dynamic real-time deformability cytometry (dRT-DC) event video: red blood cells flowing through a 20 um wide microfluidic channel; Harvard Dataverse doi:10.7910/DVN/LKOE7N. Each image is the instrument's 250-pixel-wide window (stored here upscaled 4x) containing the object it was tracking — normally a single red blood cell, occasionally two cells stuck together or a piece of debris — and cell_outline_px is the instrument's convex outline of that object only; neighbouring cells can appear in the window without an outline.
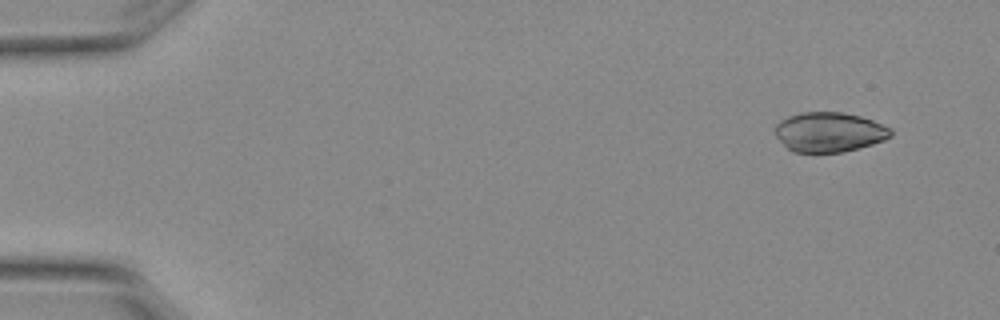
{"species": "Egyptian fruit bat (a non-hibernating species)", "species_latin": "Rousettus aegyptiacus", "temperature_condition": "warm", "stored_images_in_passage": 4, "camera_frame_rate_fps": 3000, "um_per_image_px": 0.085, "animal": {"sex": "female"}, "frame": {"image": 1, "passage_image": 1, "time_ms": 0.0, "image_size_px": [1000, 320], "cell_outline_px": [[892, 136], [884, 140], [872, 144], [844, 152], [792, 152], [776, 136], [776, 124], [780, 120], [788, 116], [800, 112], [840, 112], [860, 116], [872, 120], [892, 128]], "centroid_in_image_um": [70.5, 11.22], "position_along_channel_um": 14.5, "area_um2": 26.76}}
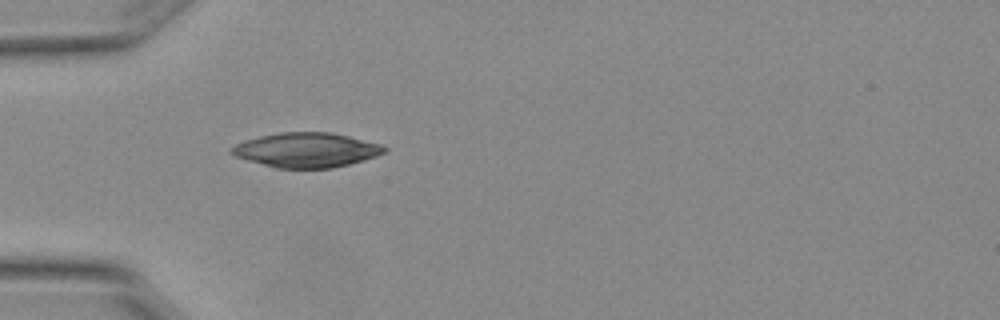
{"frame": {"image": 2, "passage_image": 4, "time_ms": 1.0, "image_size_px": [1000, 320], "cell_outline_px": [[388, 148], [384, 152], [376, 156], [348, 164], [332, 168], [276, 168], [248, 160], [236, 156], [228, 152], [236, 144], [244, 140], [260, 136], [280, 132], [332, 132], [384, 144]], "centroid_in_image_um": [26.07, 12.74], "position_along_channel_um": 58.9, "area_um2": 30.81}}